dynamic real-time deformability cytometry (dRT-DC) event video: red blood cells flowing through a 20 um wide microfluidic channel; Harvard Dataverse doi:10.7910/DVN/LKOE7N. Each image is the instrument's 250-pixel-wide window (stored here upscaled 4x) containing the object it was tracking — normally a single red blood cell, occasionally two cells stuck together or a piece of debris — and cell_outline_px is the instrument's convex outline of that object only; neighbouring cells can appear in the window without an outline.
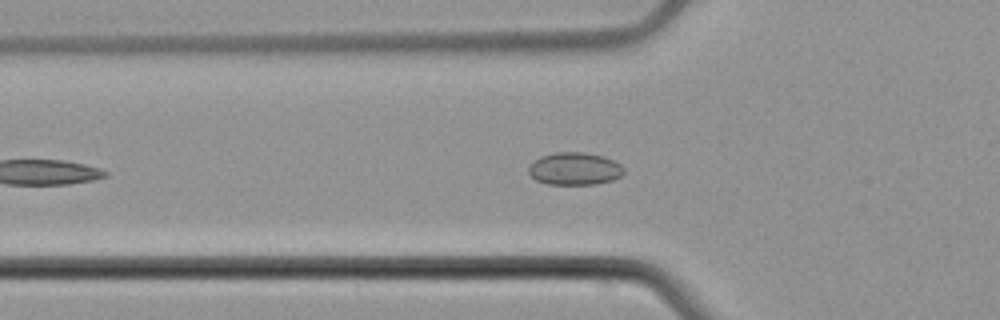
{"species": "common noctule bat (a hibernating species)", "species_latin": "Nyctalus noctula", "temperature_condition": "cold", "stored_images_in_passage": 22, "camera_frame_rate_fps": 3000, "um_per_image_px": 0.085, "animal": {"sex": "male", "body_mass_g": 21.5, "forearm_length_mm": 52.0}, "frame": {"image": 1, "passage_image": 7, "time_ms": 2.0, "image_size_px": [1000, 320], "cell_outline_px": [[624, 172], [620, 176], [612, 180], [596, 184], [548, 184], [536, 180], [528, 172], [528, 168], [540, 156], [556, 152], [584, 152], [604, 156], [620, 164], [624, 168]], "centroid_in_image_um": [48.85, 14.34], "position_along_channel_um": 76.9, "area_um2": 17.98}}
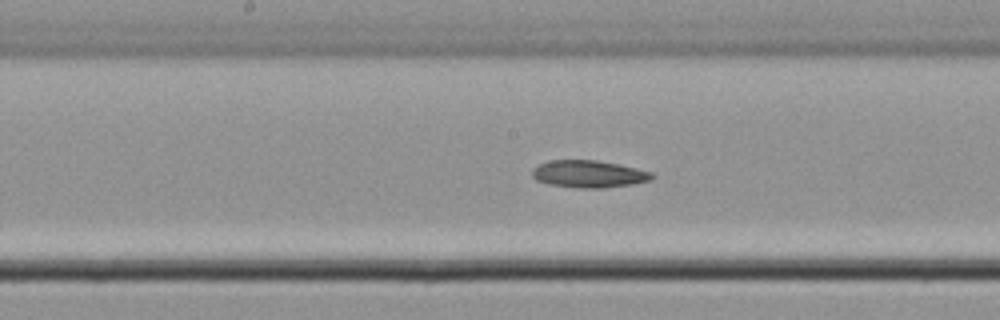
{"frame": {"image": 2, "passage_image": 13, "time_ms": 4.0, "image_size_px": [1000, 320], "cell_outline_px": [[656, 176], [652, 180], [632, 184], [604, 188], [580, 188], [548, 184], [536, 180], [532, 176], [532, 168], [548, 160], [596, 160], [620, 164], [652, 172]], "centroid_in_image_um": [50.06, 14.79], "position_along_channel_um": 198.1, "area_um2": 19.19}}